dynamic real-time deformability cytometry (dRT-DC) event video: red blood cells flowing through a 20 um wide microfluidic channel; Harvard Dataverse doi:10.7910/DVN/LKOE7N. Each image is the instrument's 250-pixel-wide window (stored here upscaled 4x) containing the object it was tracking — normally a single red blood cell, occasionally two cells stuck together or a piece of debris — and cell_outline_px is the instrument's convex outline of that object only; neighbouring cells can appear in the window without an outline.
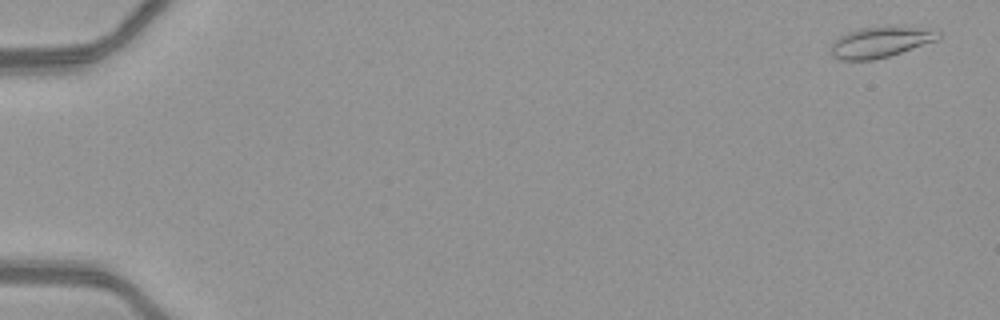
{"species": "common noctule bat (a hibernating species)", "species_latin": "Nyctalus noctula", "temperature_condition": "warm", "stored_images_in_passage": 52, "camera_frame_rate_fps": 3000, "um_per_image_px": 0.085, "animal": {"sex": "female", "body_mass_g": 21.9}, "frame": {"image": 1, "passage_image": 2, "time_ms": 0.333, "image_size_px": [1000, 320], "cell_outline_px": [[940, 36], [936, 40], [888, 56], [872, 60], [840, 60], [832, 56], [832, 44], [840, 36], [848, 32], [860, 28], [884, 24], [904, 24], [932, 28], [940, 32]], "centroid_in_image_um": [74.9, 3.51], "position_along_channel_um": 10.1, "area_um2": 19.83}}
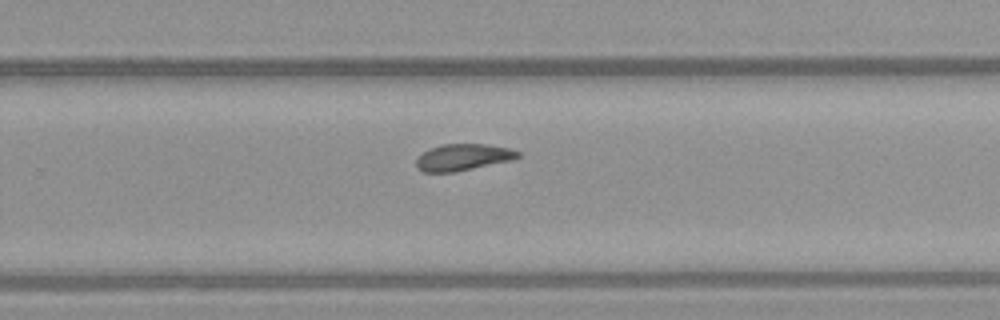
{"frame": {"image": 2, "passage_image": 35, "time_ms": 11.333, "image_size_px": [1000, 320], "cell_outline_px": [[520, 156], [512, 160], [456, 172], [424, 172], [416, 168], [416, 160], [424, 152], [440, 144], [484, 144], [512, 148], [520, 152]], "centroid_in_image_um": [39.38, 13.37], "position_along_channel_um": 290.4, "area_um2": 15.78}}
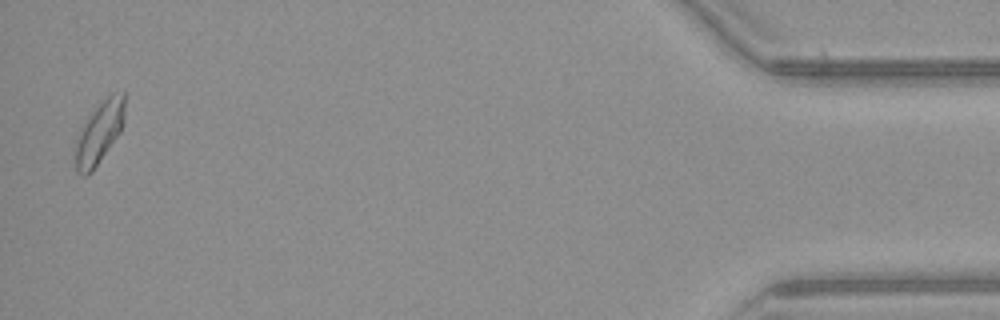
{"frame": {"image": 3, "passage_image": 51, "time_ms": 16.667, "image_size_px": [1000, 320], "cell_outline_px": [[124, 120], [120, 132], [92, 172], [84, 176], [76, 172], [76, 148], [80, 132], [84, 124], [92, 112], [112, 92], [124, 92]], "centroid_in_image_um": [8.47, 11.28], "position_along_channel_um": 426.7, "area_um2": 17.22}, "authors_computed_cell_mechanics": {"area_um2": 16.9065, "velocity_mm_per_s": 4.1241, "shape_relaxation_time_tau1_ms": 5.8293, "shape_relaxation_time_tau2_ms": 3.2205, "deformation_change_tau1": 0.1764, "deformation_change_tau2": 0.0822}}